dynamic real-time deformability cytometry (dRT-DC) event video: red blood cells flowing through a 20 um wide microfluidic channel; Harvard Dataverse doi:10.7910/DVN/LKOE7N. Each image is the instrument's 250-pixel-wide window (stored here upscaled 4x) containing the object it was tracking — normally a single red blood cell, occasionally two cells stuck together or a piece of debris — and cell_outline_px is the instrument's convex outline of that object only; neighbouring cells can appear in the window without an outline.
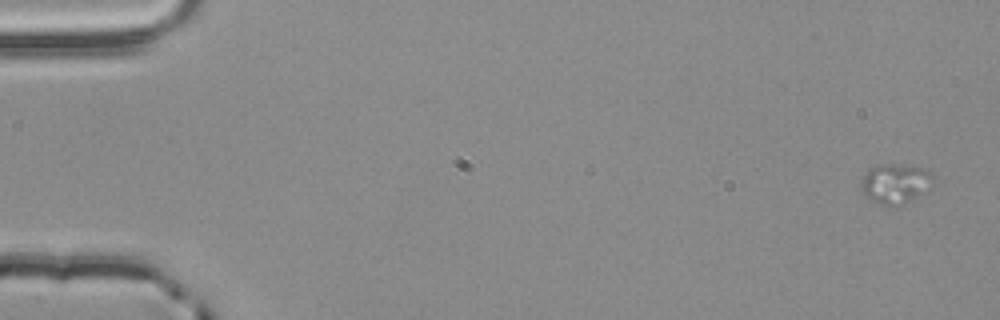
{"species": "common noctule bat (a hibernating species)", "species_latin": "Nyctalus noctula", "temperature_condition": "room temperature", "stored_images_in_passage": 4, "camera_frame_rate_fps": 3000, "um_per_image_px": 0.085, "animal": {"sex": "male", "body_mass_g": 20.4}, "frame": {"image": 1, "passage_image": 1, "time_ms": 0.0, "image_size_px": [1000, 320], "cell_outline_px": [[932, 176], [920, 192], [916, 196], [904, 204], [880, 204], [872, 200], [860, 188], [864, 176], [876, 164], [892, 164], [920, 168], [928, 172]], "centroid_in_image_um": [76.0, 15.59], "position_along_channel_um": 9.0, "area_um2": 15.37}}